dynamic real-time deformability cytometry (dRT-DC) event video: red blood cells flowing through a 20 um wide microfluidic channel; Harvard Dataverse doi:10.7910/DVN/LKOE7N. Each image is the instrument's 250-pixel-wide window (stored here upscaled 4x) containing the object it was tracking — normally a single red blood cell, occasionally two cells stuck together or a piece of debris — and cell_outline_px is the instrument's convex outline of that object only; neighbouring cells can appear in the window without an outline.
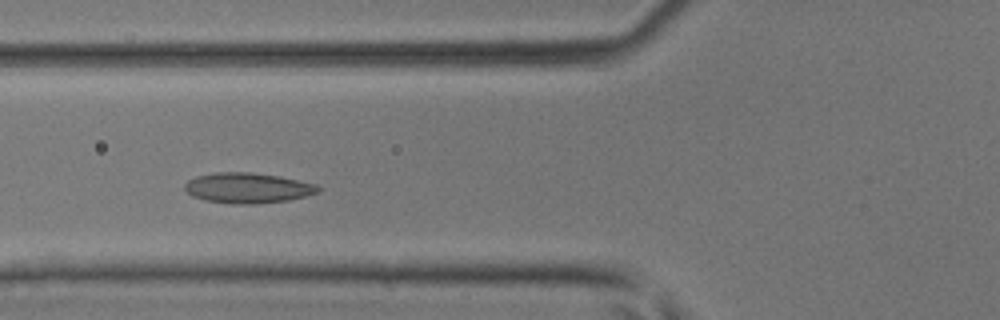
{"species": "common noctule bat (a hibernating species)", "species_latin": "Nyctalus noctula", "temperature_condition": "room temperature", "stored_images_in_passage": 32, "camera_frame_rate_fps": 3000, "um_per_image_px": 0.085, "animal": {"sex": "male", "body_mass_g": 17.9, "forearm_length_mm": 54.2}, "frame": {"image": 1, "passage_image": 5, "time_ms": 1.333, "image_size_px": [1000, 320], "cell_outline_px": [[320, 192], [288, 200], [252, 204], [232, 204], [204, 200], [192, 196], [184, 188], [184, 184], [188, 180], [196, 176], [216, 172], [252, 172], [280, 176], [316, 184], [320, 188]], "centroid_in_image_um": [21.04, 15.97], "position_along_channel_um": 104.8, "area_um2": 23.64}}